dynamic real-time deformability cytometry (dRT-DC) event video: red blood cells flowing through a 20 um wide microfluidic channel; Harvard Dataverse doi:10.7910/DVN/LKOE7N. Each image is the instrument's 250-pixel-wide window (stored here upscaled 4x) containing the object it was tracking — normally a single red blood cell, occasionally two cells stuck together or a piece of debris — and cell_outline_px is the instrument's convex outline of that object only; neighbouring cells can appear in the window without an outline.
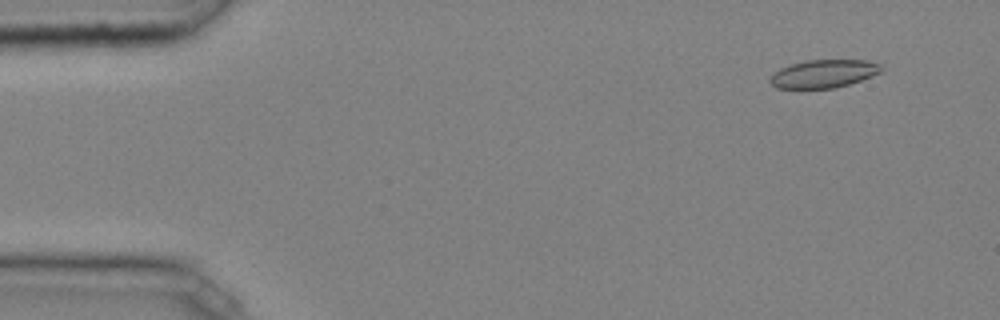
{"species": "common noctule bat (a hibernating species)", "species_latin": "Nyctalus noctula", "temperature_condition": "cold", "stored_images_in_passage": 11, "camera_frame_rate_fps": 3000, "um_per_image_px": 0.085, "animal": {"sex": "male", "body_mass_g": 20.4}, "frame": {"image": 1, "passage_image": 4, "time_ms": 1.0, "image_size_px": [1000, 320], "cell_outline_px": [[884, 72], [848, 84], [832, 88], [776, 88], [768, 80], [780, 68], [792, 64], [808, 60], [868, 60], [880, 64], [884, 68]], "centroid_in_image_um": [70.06, 6.26], "position_along_channel_um": 14.9, "area_um2": 18.09}}